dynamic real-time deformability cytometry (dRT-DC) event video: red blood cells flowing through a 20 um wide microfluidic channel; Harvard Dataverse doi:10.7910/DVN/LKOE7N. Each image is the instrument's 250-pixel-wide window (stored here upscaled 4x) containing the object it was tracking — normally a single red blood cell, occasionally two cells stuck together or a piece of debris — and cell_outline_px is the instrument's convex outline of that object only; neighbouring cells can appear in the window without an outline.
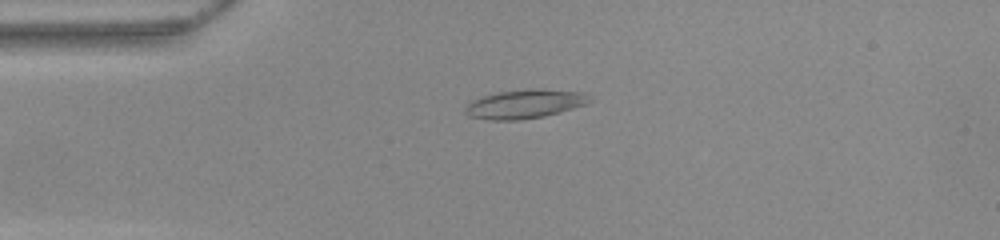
{"species": "common noctule bat (a hibernating species)", "species_latin": "Nyctalus noctula", "temperature_condition": "warm", "stored_images_in_passage": 45, "camera_frame_rate_fps": 3000, "um_per_image_px": 0.085, "animal": {"sex": "female", "body_mass_g": 22.0, "forearm_length_mm": 56.7}, "frame": {"image": 1, "passage_image": 6, "time_ms": 1.667, "image_size_px": [1000, 240], "cell_outline_px": [[592, 100], [588, 104], [560, 112], [544, 116], [516, 120], [488, 120], [468, 116], [464, 112], [464, 108], [472, 100], [484, 96], [500, 92], [540, 88], [584, 92]], "centroid_in_image_um": [44.63, 8.84], "position_along_channel_um": 40.4, "area_um2": 20.92}}
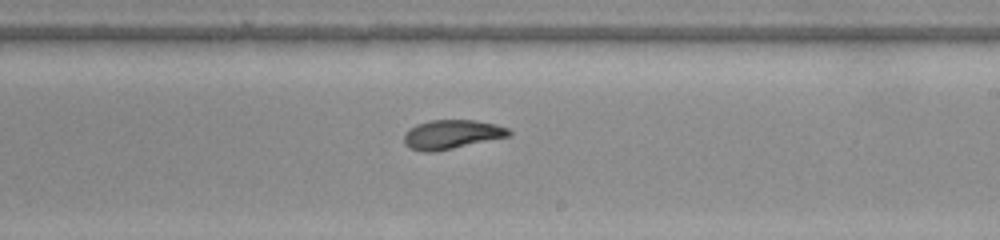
{"frame": {"image": 2, "passage_image": 24, "time_ms": 7.667, "image_size_px": [1000, 240], "cell_outline_px": [[512, 132], [508, 136], [436, 152], [424, 152], [408, 148], [404, 144], [404, 132], [408, 128], [416, 124], [432, 120], [476, 120], [496, 124], [508, 128]], "centroid_in_image_um": [38.34, 11.42], "position_along_channel_um": 250.7, "area_um2": 17.92}}
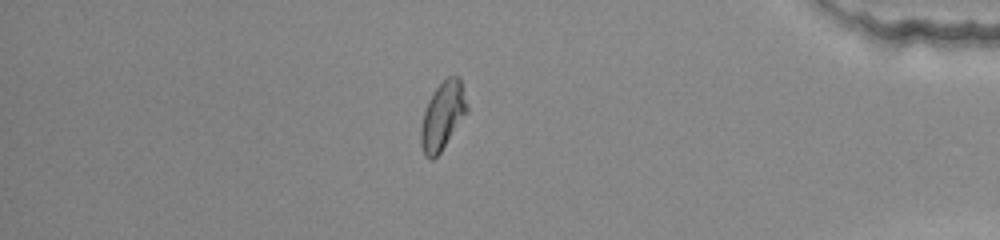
{"frame": {"image": 3, "passage_image": 38, "time_ms": 12.333, "image_size_px": [1000, 240], "cell_outline_px": [[468, 112], [440, 152], [432, 160], [424, 156], [420, 144], [420, 132], [424, 112], [428, 100], [436, 88], [448, 76], [460, 76], [468, 104]], "centroid_in_image_um": [37.63, 9.84], "position_along_channel_um": 397.6, "area_um2": 18.26}, "authors_computed_cell_mechanics": {"area_um2": 18.1492, "velocity_mm_per_s": 3.9339, "shape_relaxation_time_tau1_ms": 9.4165, "shape_relaxation_time_tau2_ms": 2.4614, "deformation_change_tau1": 0.2046, "deformation_change_tau2": 0.0754}}